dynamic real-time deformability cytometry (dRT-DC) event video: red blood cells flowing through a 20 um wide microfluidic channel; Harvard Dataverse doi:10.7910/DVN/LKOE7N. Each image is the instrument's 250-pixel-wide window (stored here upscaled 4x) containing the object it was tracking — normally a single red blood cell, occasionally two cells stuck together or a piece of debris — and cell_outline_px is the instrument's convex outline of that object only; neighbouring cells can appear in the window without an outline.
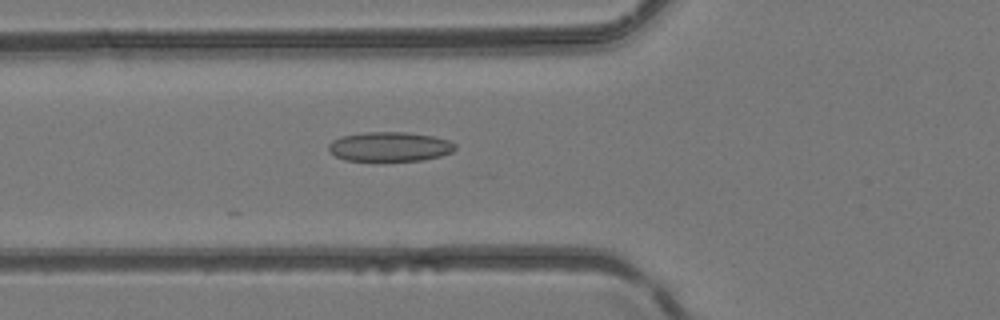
{"species": "common noctule bat (a hibernating species)", "species_latin": "Nyctalus noctula", "temperature_condition": "room temperature", "stored_images_in_passage": 30, "camera_frame_rate_fps": 3000, "um_per_image_px": 0.085, "animal": {"sex": "female", "body_mass_g": 24.6, "forearm_length_mm": 56.2}, "frame": {"image": 1, "passage_image": 18, "time_ms": 5.667, "image_size_px": [1000, 320], "cell_outline_px": [[456, 148], [452, 152], [440, 156], [424, 160], [344, 160], [328, 152], [328, 144], [332, 140], [340, 136], [364, 132], [408, 132], [432, 136], [448, 140], [456, 144]], "centroid_in_image_um": [33.1, 12.45], "position_along_channel_um": 92.7, "area_um2": 21.79}}
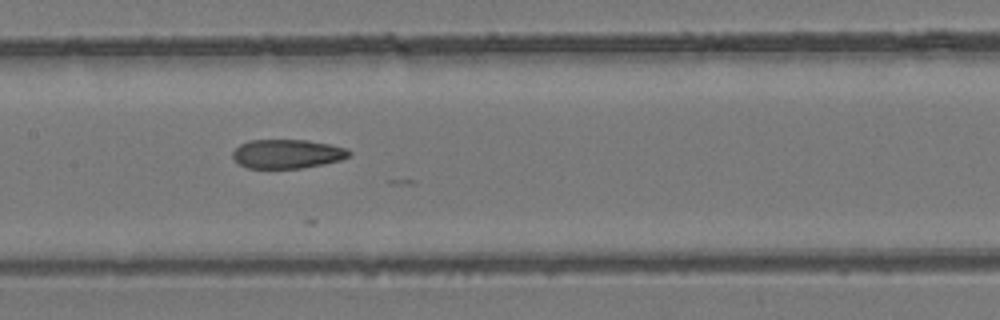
{"frame": {"image": 2, "passage_image": 24, "time_ms": 7.667, "image_size_px": [1000, 320], "cell_outline_px": [[352, 152], [348, 156], [340, 160], [324, 164], [300, 168], [248, 168], [240, 164], [232, 156], [232, 152], [240, 144], [248, 140], [308, 140], [348, 148]], "centroid_in_image_um": [24.42, 13.07], "position_along_channel_um": 183.0, "area_um2": 19.65}}
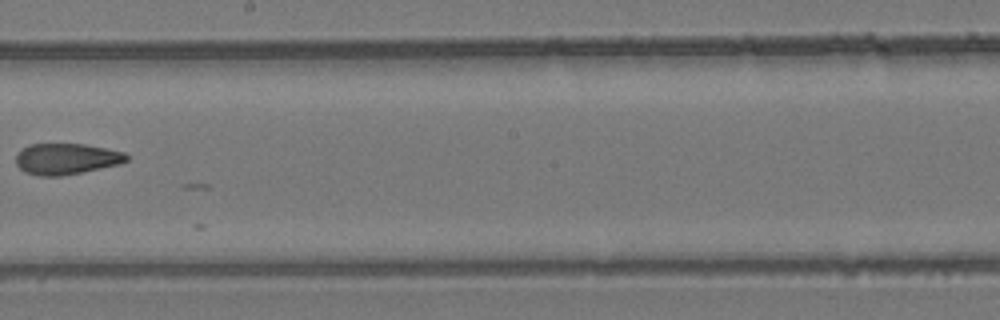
{"frame": {"image": 3, "passage_image": 28, "time_ms": 9.0, "image_size_px": [1000, 320], "cell_outline_px": [[128, 160], [120, 164], [60, 176], [40, 176], [24, 172], [16, 164], [16, 156], [28, 144], [84, 144], [124, 152], [128, 156]], "centroid_in_image_um": [5.63, 13.5], "position_along_channel_um": 242.6, "area_um2": 19.83}}